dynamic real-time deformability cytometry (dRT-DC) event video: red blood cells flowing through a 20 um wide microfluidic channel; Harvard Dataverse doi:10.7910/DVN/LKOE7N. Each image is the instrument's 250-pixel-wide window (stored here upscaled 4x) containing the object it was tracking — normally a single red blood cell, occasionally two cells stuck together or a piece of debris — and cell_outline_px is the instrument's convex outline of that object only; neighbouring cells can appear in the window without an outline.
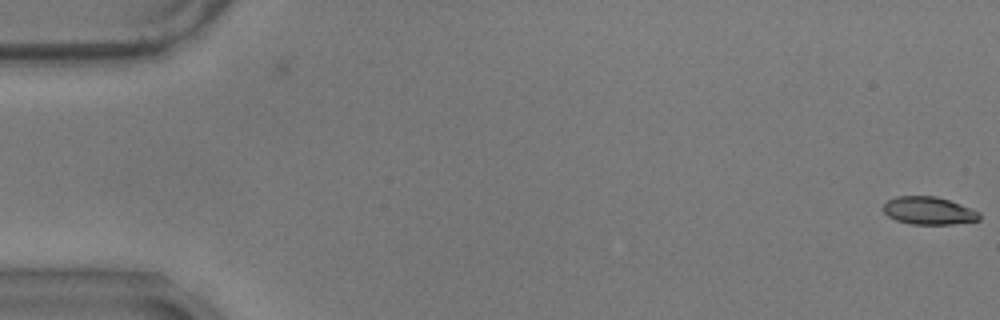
{"species": "common noctule bat (a hibernating species)", "species_latin": "Nyctalus noctula", "temperature_condition": "warm", "stored_images_in_passage": 3, "camera_frame_rate_fps": 3000, "um_per_image_px": 0.085, "animal": {"sex": "male", "body_mass_g": 17.9}, "frame": {"image": 1, "passage_image": 3, "time_ms": 0.667, "image_size_px": [1000, 320], "cell_outline_px": [[980, 220], [952, 224], [912, 224], [896, 220], [888, 216], [884, 212], [884, 204], [888, 200], [896, 196], [936, 196], [972, 208], [980, 212]], "centroid_in_image_um": [78.96, 17.91], "position_along_channel_um": 6.0, "area_um2": 15.49}}